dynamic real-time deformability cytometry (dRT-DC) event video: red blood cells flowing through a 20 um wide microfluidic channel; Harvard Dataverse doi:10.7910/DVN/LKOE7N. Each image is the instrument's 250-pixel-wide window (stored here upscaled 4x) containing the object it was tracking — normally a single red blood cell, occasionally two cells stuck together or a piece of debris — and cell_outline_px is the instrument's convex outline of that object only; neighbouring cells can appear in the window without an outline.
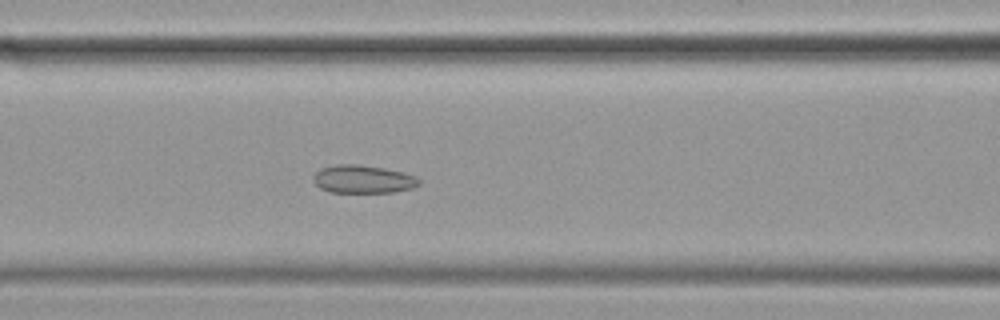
{"species": "common noctule bat (a hibernating species)", "species_latin": "Nyctalus noctula", "temperature_condition": "cold", "stored_images_in_passage": 58, "camera_frame_rate_fps": 3000, "um_per_image_px": 0.085, "animal": {"sex": "female", "body_mass_g": 19.9}, "frame": {"image": 1, "passage_image": 24, "time_ms": 7.667, "image_size_px": [1000, 320], "cell_outline_px": [[420, 184], [412, 188], [392, 192], [328, 192], [320, 188], [312, 180], [312, 176], [320, 168], [336, 164], [356, 164], [384, 168], [416, 176], [420, 180]], "centroid_in_image_um": [30.81, 15.23], "position_along_channel_um": 135.8, "area_um2": 17.28}}
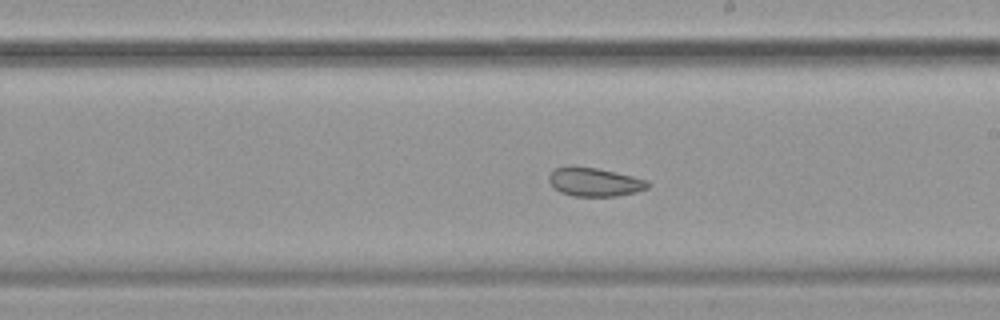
{"frame": {"image": 2, "passage_image": 33, "time_ms": 10.667, "image_size_px": [1000, 320], "cell_outline_px": [[652, 184], [648, 188], [636, 192], [616, 196], [572, 196], [560, 192], [552, 188], [548, 180], [548, 176], [552, 168], [572, 164], [596, 168], [632, 176], [648, 180]], "centroid_in_image_um": [50.47, 15.45], "position_along_channel_um": 238.5, "area_um2": 16.99}}
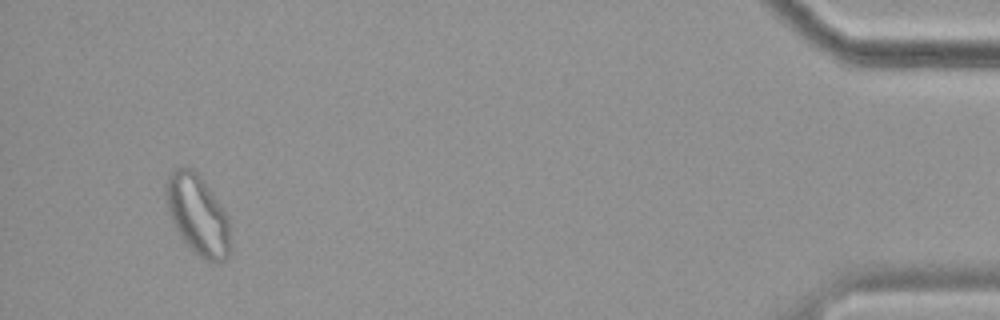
{"frame": {"image": 3, "passage_image": 55, "time_ms": 18.0, "image_size_px": [1000, 320], "cell_outline_px": [[232, 248], [228, 256], [224, 260], [216, 264], [204, 260], [180, 236], [168, 212], [164, 192], [164, 184], [168, 176], [176, 168], [192, 168], [200, 176], [228, 216], [232, 244]], "centroid_in_image_um": [16.82, 18.29], "position_along_channel_um": 418.4, "area_um2": 30.06}, "authors_computed_cell_mechanics": {"area_um2": 21.3282, "velocity_mm_per_s": 3.4443, "shape_relaxation_time_tau1_ms": null, "shape_relaxation_time_tau2_ms": 1.0155, "deformation_change_tau1": null, "deformation_change_tau2": 0.0409}}